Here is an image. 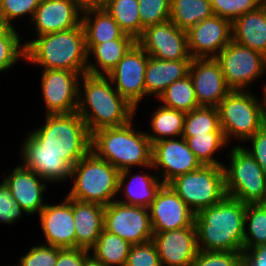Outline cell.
Listing matches in <instances>:
<instances>
[{"label":"cell","instance_id":"cell-1","mask_svg":"<svg viewBox=\"0 0 266 266\" xmlns=\"http://www.w3.org/2000/svg\"><path fill=\"white\" fill-rule=\"evenodd\" d=\"M246 204L225 196L217 204L195 214L198 249L243 252Z\"/></svg>","mask_w":266,"mask_h":266},{"label":"cell","instance_id":"cell-2","mask_svg":"<svg viewBox=\"0 0 266 266\" xmlns=\"http://www.w3.org/2000/svg\"><path fill=\"white\" fill-rule=\"evenodd\" d=\"M81 81L84 94L79 87L77 112L90 134L102 128L122 127L133 120L137 110L114 89L108 76L85 73Z\"/></svg>","mask_w":266,"mask_h":266},{"label":"cell","instance_id":"cell-3","mask_svg":"<svg viewBox=\"0 0 266 266\" xmlns=\"http://www.w3.org/2000/svg\"><path fill=\"white\" fill-rule=\"evenodd\" d=\"M43 126L26 136L38 152L58 153L71 167L91 151V134L78 112L46 114Z\"/></svg>","mask_w":266,"mask_h":266},{"label":"cell","instance_id":"cell-4","mask_svg":"<svg viewBox=\"0 0 266 266\" xmlns=\"http://www.w3.org/2000/svg\"><path fill=\"white\" fill-rule=\"evenodd\" d=\"M37 38V39H36ZM25 43V61L43 69L87 72L88 55L82 23L74 28L37 36Z\"/></svg>","mask_w":266,"mask_h":266},{"label":"cell","instance_id":"cell-5","mask_svg":"<svg viewBox=\"0 0 266 266\" xmlns=\"http://www.w3.org/2000/svg\"><path fill=\"white\" fill-rule=\"evenodd\" d=\"M131 120L122 127L102 128L91 134V151L119 171L152 166V143L146 132L136 131ZM133 166V167H132Z\"/></svg>","mask_w":266,"mask_h":266},{"label":"cell","instance_id":"cell-6","mask_svg":"<svg viewBox=\"0 0 266 266\" xmlns=\"http://www.w3.org/2000/svg\"><path fill=\"white\" fill-rule=\"evenodd\" d=\"M119 173L116 167L90 151L72 167L71 179L74 182L67 196L107 206L117 200Z\"/></svg>","mask_w":266,"mask_h":266},{"label":"cell","instance_id":"cell-7","mask_svg":"<svg viewBox=\"0 0 266 266\" xmlns=\"http://www.w3.org/2000/svg\"><path fill=\"white\" fill-rule=\"evenodd\" d=\"M233 147L229 168L223 164L226 196L246 205L265 203L266 172L240 145Z\"/></svg>","mask_w":266,"mask_h":266},{"label":"cell","instance_id":"cell-8","mask_svg":"<svg viewBox=\"0 0 266 266\" xmlns=\"http://www.w3.org/2000/svg\"><path fill=\"white\" fill-rule=\"evenodd\" d=\"M248 90H231L218 104L220 127L229 143L253 136L262 127V103Z\"/></svg>","mask_w":266,"mask_h":266},{"label":"cell","instance_id":"cell-9","mask_svg":"<svg viewBox=\"0 0 266 266\" xmlns=\"http://www.w3.org/2000/svg\"><path fill=\"white\" fill-rule=\"evenodd\" d=\"M168 185L195 214L226 196L223 166L201 165L174 178Z\"/></svg>","mask_w":266,"mask_h":266},{"label":"cell","instance_id":"cell-10","mask_svg":"<svg viewBox=\"0 0 266 266\" xmlns=\"http://www.w3.org/2000/svg\"><path fill=\"white\" fill-rule=\"evenodd\" d=\"M215 58L220 63L226 85L231 90H248L249 84L266 71V57L263 54L234 40Z\"/></svg>","mask_w":266,"mask_h":266},{"label":"cell","instance_id":"cell-11","mask_svg":"<svg viewBox=\"0 0 266 266\" xmlns=\"http://www.w3.org/2000/svg\"><path fill=\"white\" fill-rule=\"evenodd\" d=\"M104 229L131 245L152 241L149 209L113 201L104 208Z\"/></svg>","mask_w":266,"mask_h":266},{"label":"cell","instance_id":"cell-12","mask_svg":"<svg viewBox=\"0 0 266 266\" xmlns=\"http://www.w3.org/2000/svg\"><path fill=\"white\" fill-rule=\"evenodd\" d=\"M149 55L136 43L107 75L117 92L136 110L146 96L145 72Z\"/></svg>","mask_w":266,"mask_h":266},{"label":"cell","instance_id":"cell-13","mask_svg":"<svg viewBox=\"0 0 266 266\" xmlns=\"http://www.w3.org/2000/svg\"><path fill=\"white\" fill-rule=\"evenodd\" d=\"M41 90L46 114H70L77 111L81 74L70 70L43 69Z\"/></svg>","mask_w":266,"mask_h":266},{"label":"cell","instance_id":"cell-14","mask_svg":"<svg viewBox=\"0 0 266 266\" xmlns=\"http://www.w3.org/2000/svg\"><path fill=\"white\" fill-rule=\"evenodd\" d=\"M137 44L149 56L160 60L192 59L188 51L187 31L181 30L171 20L146 27Z\"/></svg>","mask_w":266,"mask_h":266},{"label":"cell","instance_id":"cell-15","mask_svg":"<svg viewBox=\"0 0 266 266\" xmlns=\"http://www.w3.org/2000/svg\"><path fill=\"white\" fill-rule=\"evenodd\" d=\"M152 166L155 171L160 169L157 175L164 184H168L174 178L198 169L201 163L186 140L180 137L178 140L163 139L152 144Z\"/></svg>","mask_w":266,"mask_h":266},{"label":"cell","instance_id":"cell-16","mask_svg":"<svg viewBox=\"0 0 266 266\" xmlns=\"http://www.w3.org/2000/svg\"><path fill=\"white\" fill-rule=\"evenodd\" d=\"M232 40V23L213 15L187 31L188 51L192 58H215Z\"/></svg>","mask_w":266,"mask_h":266},{"label":"cell","instance_id":"cell-17","mask_svg":"<svg viewBox=\"0 0 266 266\" xmlns=\"http://www.w3.org/2000/svg\"><path fill=\"white\" fill-rule=\"evenodd\" d=\"M148 209L153 232L195 226V213L168 184L161 187Z\"/></svg>","mask_w":266,"mask_h":266},{"label":"cell","instance_id":"cell-18","mask_svg":"<svg viewBox=\"0 0 266 266\" xmlns=\"http://www.w3.org/2000/svg\"><path fill=\"white\" fill-rule=\"evenodd\" d=\"M189 75L199 106L217 107L231 91L216 58H192Z\"/></svg>","mask_w":266,"mask_h":266},{"label":"cell","instance_id":"cell-19","mask_svg":"<svg viewBox=\"0 0 266 266\" xmlns=\"http://www.w3.org/2000/svg\"><path fill=\"white\" fill-rule=\"evenodd\" d=\"M153 233L162 266H190L199 251L195 226Z\"/></svg>","mask_w":266,"mask_h":266},{"label":"cell","instance_id":"cell-20","mask_svg":"<svg viewBox=\"0 0 266 266\" xmlns=\"http://www.w3.org/2000/svg\"><path fill=\"white\" fill-rule=\"evenodd\" d=\"M46 244L61 249L75 248L73 199L67 195L59 204H46L38 214Z\"/></svg>","mask_w":266,"mask_h":266},{"label":"cell","instance_id":"cell-21","mask_svg":"<svg viewBox=\"0 0 266 266\" xmlns=\"http://www.w3.org/2000/svg\"><path fill=\"white\" fill-rule=\"evenodd\" d=\"M80 15L82 10L72 0H41L32 19L36 36L77 27Z\"/></svg>","mask_w":266,"mask_h":266},{"label":"cell","instance_id":"cell-22","mask_svg":"<svg viewBox=\"0 0 266 266\" xmlns=\"http://www.w3.org/2000/svg\"><path fill=\"white\" fill-rule=\"evenodd\" d=\"M45 179L23 165L13 169L10 175L4 178L5 184L11 190L13 199L22 207L26 214H36L45 207L43 192L47 184Z\"/></svg>","mask_w":266,"mask_h":266},{"label":"cell","instance_id":"cell-23","mask_svg":"<svg viewBox=\"0 0 266 266\" xmlns=\"http://www.w3.org/2000/svg\"><path fill=\"white\" fill-rule=\"evenodd\" d=\"M105 206L73 199L75 248L89 250L95 245L104 229Z\"/></svg>","mask_w":266,"mask_h":266},{"label":"cell","instance_id":"cell-24","mask_svg":"<svg viewBox=\"0 0 266 266\" xmlns=\"http://www.w3.org/2000/svg\"><path fill=\"white\" fill-rule=\"evenodd\" d=\"M23 166L49 182L71 179L72 167L58 153L38 152L26 139L23 141Z\"/></svg>","mask_w":266,"mask_h":266},{"label":"cell","instance_id":"cell-25","mask_svg":"<svg viewBox=\"0 0 266 266\" xmlns=\"http://www.w3.org/2000/svg\"><path fill=\"white\" fill-rule=\"evenodd\" d=\"M232 40L266 57V2L232 23Z\"/></svg>","mask_w":266,"mask_h":266},{"label":"cell","instance_id":"cell-26","mask_svg":"<svg viewBox=\"0 0 266 266\" xmlns=\"http://www.w3.org/2000/svg\"><path fill=\"white\" fill-rule=\"evenodd\" d=\"M192 59L165 61L149 56L145 72L146 96L156 95L157 98L173 82L189 74Z\"/></svg>","mask_w":266,"mask_h":266},{"label":"cell","instance_id":"cell-27","mask_svg":"<svg viewBox=\"0 0 266 266\" xmlns=\"http://www.w3.org/2000/svg\"><path fill=\"white\" fill-rule=\"evenodd\" d=\"M130 173L131 169L120 171L118 177V191H121L123 188L125 191V193H123V197L126 200L121 199L116 201L129 206L149 208L164 183L155 172L153 176L148 175V173L132 174L126 185L125 181ZM124 184L125 187H123Z\"/></svg>","mask_w":266,"mask_h":266},{"label":"cell","instance_id":"cell-28","mask_svg":"<svg viewBox=\"0 0 266 266\" xmlns=\"http://www.w3.org/2000/svg\"><path fill=\"white\" fill-rule=\"evenodd\" d=\"M136 43L134 37L125 33L120 39L100 44H86L88 60L89 56L93 55L96 61V63L88 61L86 73L107 76Z\"/></svg>","mask_w":266,"mask_h":266},{"label":"cell","instance_id":"cell-29","mask_svg":"<svg viewBox=\"0 0 266 266\" xmlns=\"http://www.w3.org/2000/svg\"><path fill=\"white\" fill-rule=\"evenodd\" d=\"M81 16L86 44H100L120 39L125 34L104 8L82 11Z\"/></svg>","mask_w":266,"mask_h":266},{"label":"cell","instance_id":"cell-30","mask_svg":"<svg viewBox=\"0 0 266 266\" xmlns=\"http://www.w3.org/2000/svg\"><path fill=\"white\" fill-rule=\"evenodd\" d=\"M213 15L210 0H171L170 2V20L184 31H188L200 21Z\"/></svg>","mask_w":266,"mask_h":266},{"label":"cell","instance_id":"cell-31","mask_svg":"<svg viewBox=\"0 0 266 266\" xmlns=\"http://www.w3.org/2000/svg\"><path fill=\"white\" fill-rule=\"evenodd\" d=\"M131 246L126 240L103 229L90 253L104 266H125Z\"/></svg>","mask_w":266,"mask_h":266},{"label":"cell","instance_id":"cell-32","mask_svg":"<svg viewBox=\"0 0 266 266\" xmlns=\"http://www.w3.org/2000/svg\"><path fill=\"white\" fill-rule=\"evenodd\" d=\"M186 113L165 106L158 107L151 117L150 134L146 132L150 142L156 143L163 139L182 137Z\"/></svg>","mask_w":266,"mask_h":266},{"label":"cell","instance_id":"cell-33","mask_svg":"<svg viewBox=\"0 0 266 266\" xmlns=\"http://www.w3.org/2000/svg\"><path fill=\"white\" fill-rule=\"evenodd\" d=\"M103 8L126 34L136 40L142 35L138 0H107Z\"/></svg>","mask_w":266,"mask_h":266},{"label":"cell","instance_id":"cell-34","mask_svg":"<svg viewBox=\"0 0 266 266\" xmlns=\"http://www.w3.org/2000/svg\"><path fill=\"white\" fill-rule=\"evenodd\" d=\"M158 99L163 106L185 113L200 107L189 74L169 85Z\"/></svg>","mask_w":266,"mask_h":266},{"label":"cell","instance_id":"cell-35","mask_svg":"<svg viewBox=\"0 0 266 266\" xmlns=\"http://www.w3.org/2000/svg\"><path fill=\"white\" fill-rule=\"evenodd\" d=\"M182 137L186 140L189 148L193 151L201 165L223 166L214 157L215 152L228 144L223 132H207L201 135Z\"/></svg>","mask_w":266,"mask_h":266},{"label":"cell","instance_id":"cell-36","mask_svg":"<svg viewBox=\"0 0 266 266\" xmlns=\"http://www.w3.org/2000/svg\"><path fill=\"white\" fill-rule=\"evenodd\" d=\"M207 132H223L217 107L200 106L186 113L182 136L201 135Z\"/></svg>","mask_w":266,"mask_h":266},{"label":"cell","instance_id":"cell-37","mask_svg":"<svg viewBox=\"0 0 266 266\" xmlns=\"http://www.w3.org/2000/svg\"><path fill=\"white\" fill-rule=\"evenodd\" d=\"M243 247L266 244V204H247ZM248 224V226H247ZM247 226V227H246ZM248 228V229H246Z\"/></svg>","mask_w":266,"mask_h":266},{"label":"cell","instance_id":"cell-38","mask_svg":"<svg viewBox=\"0 0 266 266\" xmlns=\"http://www.w3.org/2000/svg\"><path fill=\"white\" fill-rule=\"evenodd\" d=\"M20 57L25 59V45H21L18 31L4 26L0 30V72L12 69Z\"/></svg>","mask_w":266,"mask_h":266},{"label":"cell","instance_id":"cell-39","mask_svg":"<svg viewBox=\"0 0 266 266\" xmlns=\"http://www.w3.org/2000/svg\"><path fill=\"white\" fill-rule=\"evenodd\" d=\"M213 14L233 23L247 12L256 10L264 0H210Z\"/></svg>","mask_w":266,"mask_h":266},{"label":"cell","instance_id":"cell-40","mask_svg":"<svg viewBox=\"0 0 266 266\" xmlns=\"http://www.w3.org/2000/svg\"><path fill=\"white\" fill-rule=\"evenodd\" d=\"M171 0H138L142 34L146 27L170 20Z\"/></svg>","mask_w":266,"mask_h":266},{"label":"cell","instance_id":"cell-41","mask_svg":"<svg viewBox=\"0 0 266 266\" xmlns=\"http://www.w3.org/2000/svg\"><path fill=\"white\" fill-rule=\"evenodd\" d=\"M41 0H0V18L4 26L14 27L10 22L30 14L31 20Z\"/></svg>","mask_w":266,"mask_h":266},{"label":"cell","instance_id":"cell-42","mask_svg":"<svg viewBox=\"0 0 266 266\" xmlns=\"http://www.w3.org/2000/svg\"><path fill=\"white\" fill-rule=\"evenodd\" d=\"M190 266H242V252L199 250Z\"/></svg>","mask_w":266,"mask_h":266},{"label":"cell","instance_id":"cell-43","mask_svg":"<svg viewBox=\"0 0 266 266\" xmlns=\"http://www.w3.org/2000/svg\"><path fill=\"white\" fill-rule=\"evenodd\" d=\"M58 260V247L41 244L33 246L20 259L17 266H55Z\"/></svg>","mask_w":266,"mask_h":266},{"label":"cell","instance_id":"cell-44","mask_svg":"<svg viewBox=\"0 0 266 266\" xmlns=\"http://www.w3.org/2000/svg\"><path fill=\"white\" fill-rule=\"evenodd\" d=\"M125 266H162L155 244L150 241L132 245Z\"/></svg>","mask_w":266,"mask_h":266},{"label":"cell","instance_id":"cell-45","mask_svg":"<svg viewBox=\"0 0 266 266\" xmlns=\"http://www.w3.org/2000/svg\"><path fill=\"white\" fill-rule=\"evenodd\" d=\"M26 213L13 199L11 190L4 181L0 183V223L13 224Z\"/></svg>","mask_w":266,"mask_h":266},{"label":"cell","instance_id":"cell-46","mask_svg":"<svg viewBox=\"0 0 266 266\" xmlns=\"http://www.w3.org/2000/svg\"><path fill=\"white\" fill-rule=\"evenodd\" d=\"M247 141L251 142L252 148L249 149L247 146L241 147L252 156L266 172V129L261 127L253 136L247 139Z\"/></svg>","mask_w":266,"mask_h":266},{"label":"cell","instance_id":"cell-47","mask_svg":"<svg viewBox=\"0 0 266 266\" xmlns=\"http://www.w3.org/2000/svg\"><path fill=\"white\" fill-rule=\"evenodd\" d=\"M90 251L82 248H58V260L55 266H83Z\"/></svg>","mask_w":266,"mask_h":266},{"label":"cell","instance_id":"cell-48","mask_svg":"<svg viewBox=\"0 0 266 266\" xmlns=\"http://www.w3.org/2000/svg\"><path fill=\"white\" fill-rule=\"evenodd\" d=\"M242 266H266V244L243 247Z\"/></svg>","mask_w":266,"mask_h":266},{"label":"cell","instance_id":"cell-49","mask_svg":"<svg viewBox=\"0 0 266 266\" xmlns=\"http://www.w3.org/2000/svg\"><path fill=\"white\" fill-rule=\"evenodd\" d=\"M82 11L103 8L107 0H72Z\"/></svg>","mask_w":266,"mask_h":266},{"label":"cell","instance_id":"cell-50","mask_svg":"<svg viewBox=\"0 0 266 266\" xmlns=\"http://www.w3.org/2000/svg\"><path fill=\"white\" fill-rule=\"evenodd\" d=\"M262 103V127L266 129V85L264 84L263 88V99Z\"/></svg>","mask_w":266,"mask_h":266},{"label":"cell","instance_id":"cell-51","mask_svg":"<svg viewBox=\"0 0 266 266\" xmlns=\"http://www.w3.org/2000/svg\"><path fill=\"white\" fill-rule=\"evenodd\" d=\"M83 266H104L100 261L96 260L92 255H90Z\"/></svg>","mask_w":266,"mask_h":266},{"label":"cell","instance_id":"cell-52","mask_svg":"<svg viewBox=\"0 0 266 266\" xmlns=\"http://www.w3.org/2000/svg\"><path fill=\"white\" fill-rule=\"evenodd\" d=\"M4 27L3 23H2V20L0 18V30Z\"/></svg>","mask_w":266,"mask_h":266}]
</instances>
